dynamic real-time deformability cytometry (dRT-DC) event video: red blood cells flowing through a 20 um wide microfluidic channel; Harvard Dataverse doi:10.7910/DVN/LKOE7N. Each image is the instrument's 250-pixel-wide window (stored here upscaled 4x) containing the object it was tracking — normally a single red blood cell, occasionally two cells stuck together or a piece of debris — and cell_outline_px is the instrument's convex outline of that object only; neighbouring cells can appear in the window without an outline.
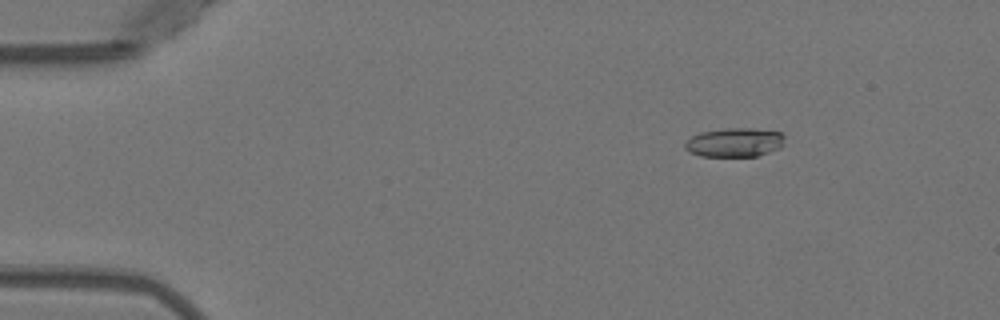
{"species": "Egyptian fruit bat (a non-hibernating species)", "species_latin": "Rousettus aegyptiacus", "temperature_condition": "warm", "stored_images_in_passage": 45, "camera_frame_rate_fps": 3000, "um_per_image_px": 0.085, "animal": {"sex": "female"}, "frame": {"image": 1, "passage_image": 1, "time_ms": 0.0, "image_size_px": [1000, 320], "cell_outline_px": [[784, 144], [780, 148], [756, 156], [700, 156], [688, 152], [684, 148], [684, 144], [692, 136], [700, 132], [728, 128], [752, 128], [780, 132], [784, 136]], "centroid_in_image_um": [62.43, 12.1], "position_along_channel_um": 22.6, "area_um2": 16.88}}
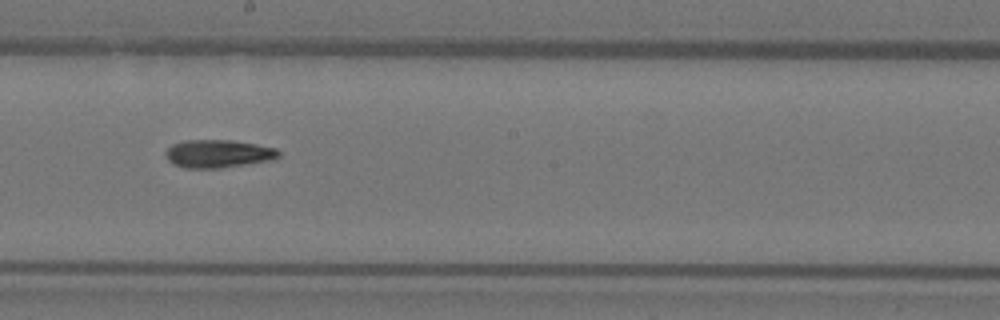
{"frame": {"image": 2, "passage_image": 23, "time_ms": 7.333, "image_size_px": [1000, 320], "cell_outline_px": [[280, 156], [276, 160], [220, 168], [184, 168], [172, 164], [164, 156], [164, 152], [172, 144], [184, 140], [232, 140], [256, 144], [276, 148], [280, 152]], "centroid_in_image_um": [18.55, 13.07], "position_along_channel_um": 229.7, "area_um2": 18.79}}
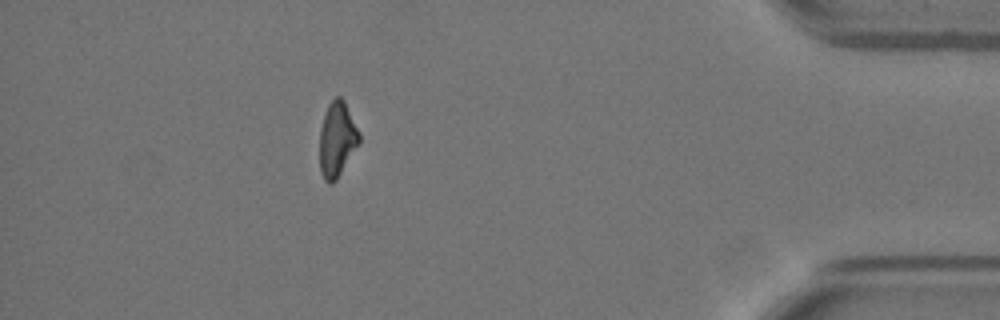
{"frame": {"image": 3, "passage_image": 40, "time_ms": 13.0, "image_size_px": [1000, 320], "cell_outline_px": [[360, 144], [336, 180], [332, 184], [328, 184], [324, 180], [320, 172], [320, 128], [328, 104], [336, 96], [340, 96], [344, 100], [360, 132]], "centroid_in_image_um": [28.66, 11.87], "position_along_channel_um": 406.5, "area_um2": 17.51}, "authors_computed_cell_mechanics": {"area_um2": 17.8024, "velocity_mm_per_s": 3.9594, "shape_relaxation_time_tau1_ms": 5.1, "shape_relaxation_time_tau2_ms": 9.3253, "deformation_change_tau1": 0.2099, "deformation_change_tau2": 0.2173}}